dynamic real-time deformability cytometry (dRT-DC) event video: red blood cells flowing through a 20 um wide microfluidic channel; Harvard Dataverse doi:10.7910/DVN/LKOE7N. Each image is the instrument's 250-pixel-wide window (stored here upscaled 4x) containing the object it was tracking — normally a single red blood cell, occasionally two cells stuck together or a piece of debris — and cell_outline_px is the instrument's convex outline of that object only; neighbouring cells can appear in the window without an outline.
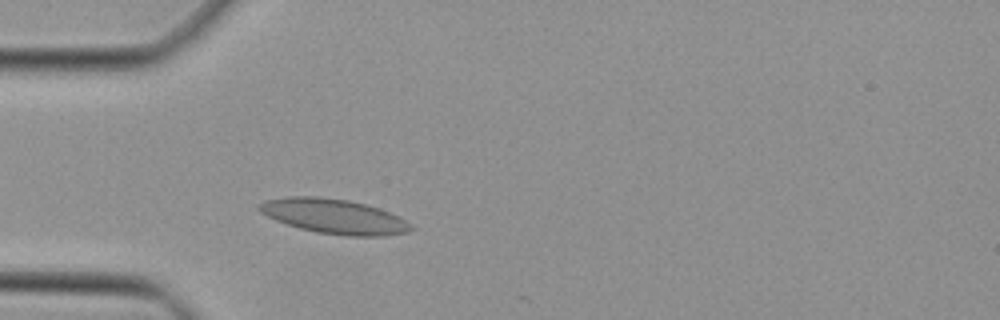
{"species": "Egyptian fruit bat (a non-hibernating species)", "species_latin": "Rousettus aegyptiacus", "temperature_condition": "cold", "stored_images_in_passage": 16, "camera_frame_rate_fps": 3000, "um_per_image_px": 0.085, "animal": {"sex": "female"}, "frame": {"image": 1, "passage_image": 6, "time_ms": 1.667, "image_size_px": [1000, 320], "cell_outline_px": [[416, 228], [408, 232], [384, 236], [344, 236], [316, 232], [300, 228], [276, 220], [260, 212], [256, 208], [264, 200], [288, 196], [316, 196], [348, 200], [380, 208], [400, 216], [412, 224]], "centroid_in_image_um": [28.44, 18.39], "position_along_channel_um": 56.6, "area_um2": 30.92}}
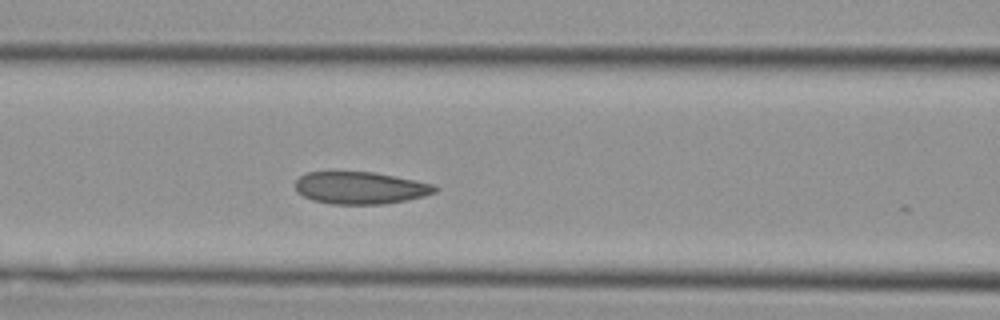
{"frame": {"image": 2, "passage_image": 12, "time_ms": 3.667, "image_size_px": [1000, 320], "cell_outline_px": [[440, 188], [436, 192], [424, 196], [384, 204], [332, 204], [312, 200], [296, 192], [296, 180], [300, 176], [308, 172], [372, 172], [432, 184]], "centroid_in_image_um": [30.6, 15.98], "position_along_channel_um": 136.0, "area_um2": 25.95}}
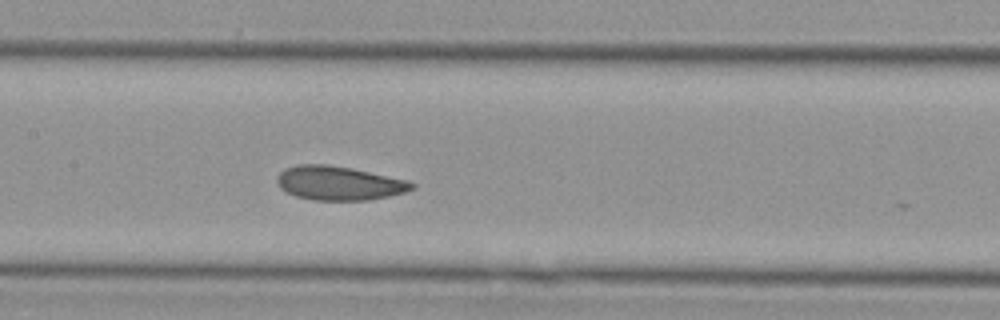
{"frame": {"image": 3, "passage_image": 15, "time_ms": 4.667, "image_size_px": [1000, 320], "cell_outline_px": [[416, 188], [404, 192], [388, 196], [368, 200], [312, 200], [296, 196], [280, 188], [276, 180], [276, 176], [284, 168], [296, 164], [328, 164], [352, 168], [404, 180], [416, 184]], "centroid_in_image_um": [28.76, 15.56], "position_along_channel_um": 178.6, "area_um2": 26.65}}